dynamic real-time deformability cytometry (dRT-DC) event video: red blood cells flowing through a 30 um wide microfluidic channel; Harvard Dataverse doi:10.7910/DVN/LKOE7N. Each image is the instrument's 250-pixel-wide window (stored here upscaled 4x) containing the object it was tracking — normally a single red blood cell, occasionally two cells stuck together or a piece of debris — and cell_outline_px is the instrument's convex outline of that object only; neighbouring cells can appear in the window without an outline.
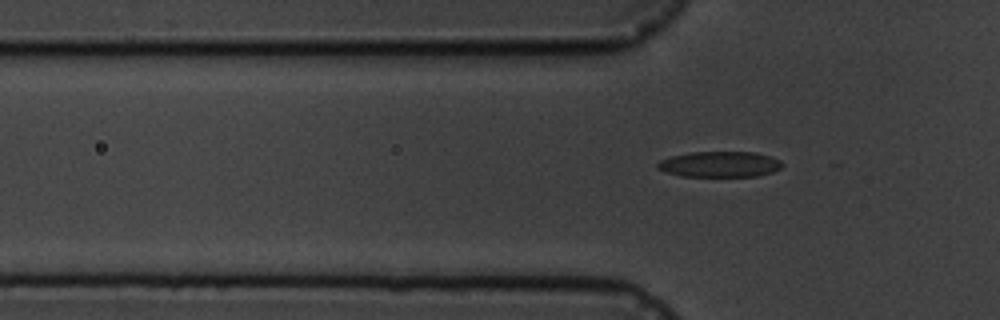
{"species": "common noctule bat (a hibernating species)", "species_latin": "Nyctalus noctula", "temperature_condition": "cold", "stored_images_in_passage": 7, "segment_of_instrument_passage": [2, 2], "camera_frame_rate_fps": 3000, "um_per_image_px": 0.085, "animal": {"sex": "male", "body_mass_g": 19.5, "forearm_length_mm": 54.6}, "frame": {"image": 1, "passage_image": 7, "time_ms": 7.0, "image_size_px": [1000, 320], "cell_outline_px": [[784, 164], [780, 168], [772, 172], [756, 176], [680, 176], [656, 168], [656, 164], [660, 160], [672, 156], [692, 152], [756, 152], [780, 160]], "centroid_in_image_um": [61.18, 13.96], "position_along_channel_um": 64.6, "area_um2": 18.55}}